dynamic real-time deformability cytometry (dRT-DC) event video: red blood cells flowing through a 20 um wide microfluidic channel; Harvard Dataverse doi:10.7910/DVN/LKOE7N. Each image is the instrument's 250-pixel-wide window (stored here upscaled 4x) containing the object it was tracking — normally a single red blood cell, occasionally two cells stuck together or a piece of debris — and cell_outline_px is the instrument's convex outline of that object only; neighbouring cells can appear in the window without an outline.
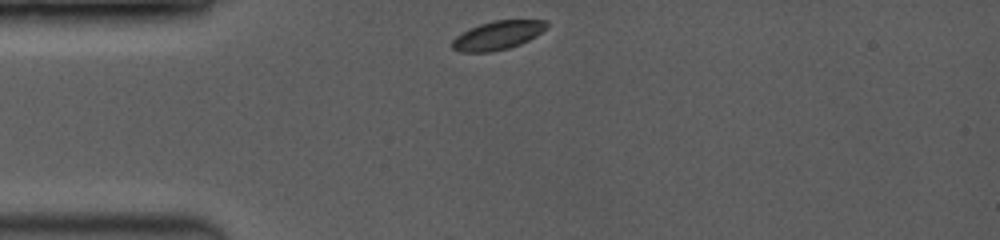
{"species": "common noctule bat (a hibernating species)", "species_latin": "Nyctalus noctula", "temperature_condition": "room temperature", "stored_images_in_passage": 10, "camera_frame_rate_fps": 3500, "um_per_image_px": 0.085, "animal": {"sex": "female", "body_mass_g": 19.0, "forearm_length_mm": 53.3}, "frame": {"image": 1, "passage_image": 1, "time_ms": 0.0, "image_size_px": [1000, 240], "cell_outline_px": [[548, 28], [536, 36], [520, 44], [508, 48], [488, 52], [460, 52], [452, 48], [452, 40], [456, 36], [468, 28], [492, 20], [548, 20]], "centroid_in_image_um": [42.31, 2.99], "position_along_channel_um": 42.7, "area_um2": 15.9}}